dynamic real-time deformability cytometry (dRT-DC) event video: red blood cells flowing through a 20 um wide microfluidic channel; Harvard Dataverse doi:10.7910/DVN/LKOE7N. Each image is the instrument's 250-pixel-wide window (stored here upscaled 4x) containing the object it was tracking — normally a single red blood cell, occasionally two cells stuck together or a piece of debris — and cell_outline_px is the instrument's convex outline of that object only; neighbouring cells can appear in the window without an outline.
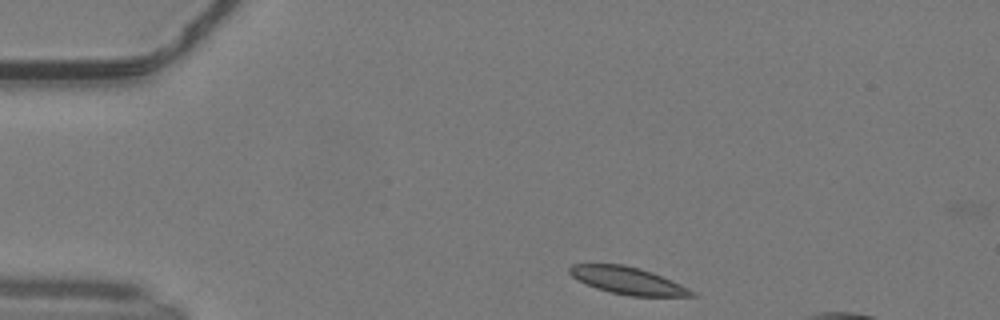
{"species": "common noctule bat (a hibernating species)", "species_latin": "Nyctalus noctula", "temperature_condition": "warm", "stored_images_in_passage": 42, "camera_frame_rate_fps": 3000, "um_per_image_px": 0.085, "animal": {"sex": "male", "body_mass_g": 19.2, "forearm_length_mm": 51.8}, "frame": {"image": 1, "passage_image": 1, "time_ms": 0.0, "image_size_px": [1000, 320], "cell_outline_px": [[696, 296], [632, 296], [612, 292], [596, 288], [572, 276], [568, 272], [568, 268], [572, 264], [624, 264], [640, 268], [652, 272], [680, 284], [688, 288]], "centroid_in_image_um": [53.33, 23.83], "position_along_channel_um": 31.7, "area_um2": 19.02}}
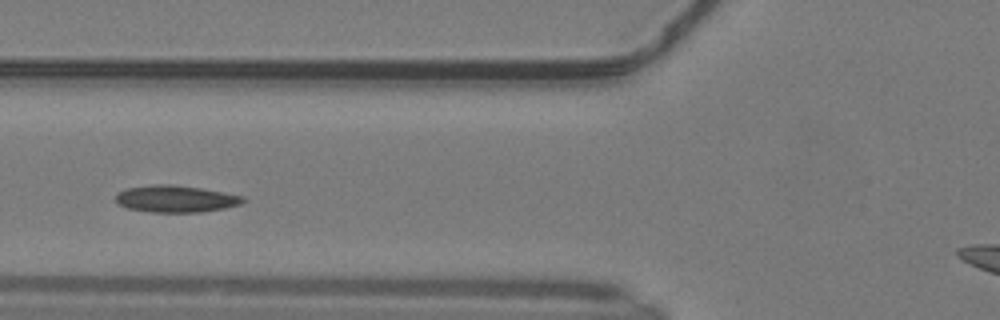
{"frame": {"image": 2, "passage_image": 11, "time_ms": 3.333, "image_size_px": [1000, 320], "cell_outline_px": [[244, 200], [240, 204], [224, 208], [200, 212], [152, 212], [128, 208], [120, 204], [116, 200], [116, 196], [124, 188], [152, 184], [172, 184], [200, 188], [224, 192], [244, 196]], "centroid_in_image_um": [14.93, 16.89], "position_along_channel_um": 110.9, "area_um2": 19.83}}
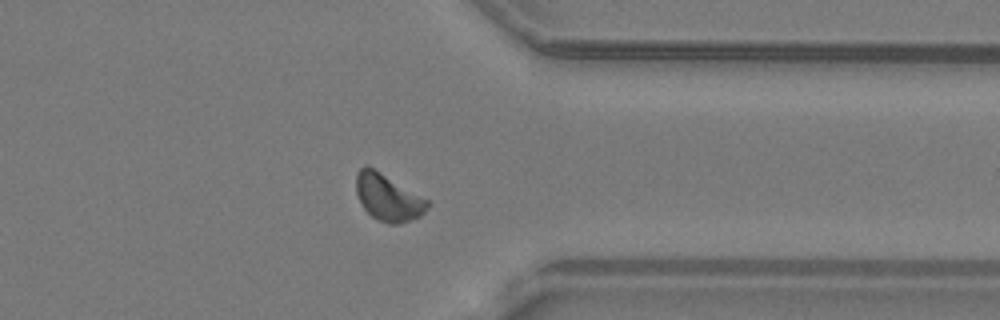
{"frame": {"image": 3, "passage_image": 31, "time_ms": 10.0, "image_size_px": [1000, 320], "cell_outline_px": [[428, 208], [420, 216], [400, 224], [388, 224], [372, 216], [360, 204], [356, 192], [356, 172], [364, 164], [372, 168], [428, 200]], "centroid_in_image_um": [32.94, 16.8], "position_along_channel_um": 378.5, "area_um2": 19.07}, "authors_computed_cell_mechanics": {"area_um2": 19.0451, "velocity_mm_per_s": 4.1013, "shape_relaxation_time_tau1_ms": 4.7964, "shape_relaxation_time_tau2_ms": 3.9388, "deformation_change_tau1": 0.106, "deformation_change_tau2": 0.0922}}